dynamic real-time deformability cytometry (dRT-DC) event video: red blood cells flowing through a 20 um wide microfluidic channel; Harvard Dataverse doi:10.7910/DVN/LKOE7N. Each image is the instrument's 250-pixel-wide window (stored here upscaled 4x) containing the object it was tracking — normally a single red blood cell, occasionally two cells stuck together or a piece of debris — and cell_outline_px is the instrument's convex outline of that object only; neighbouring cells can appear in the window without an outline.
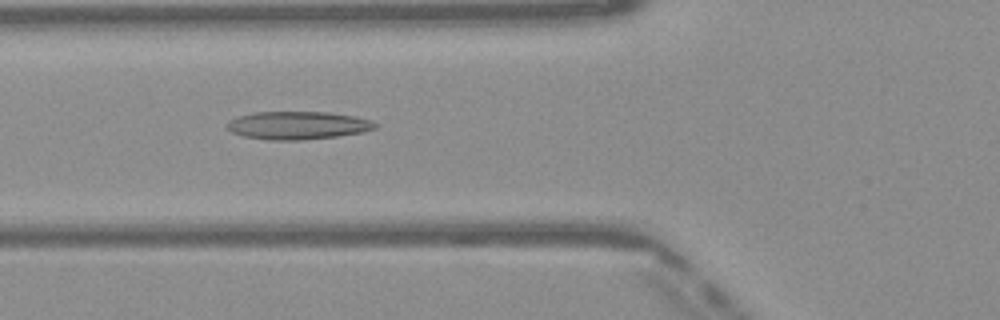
{"species": "Egyptian fruit bat (a non-hibernating species)", "species_latin": "Rousettus aegyptiacus", "temperature_condition": "warm", "stored_images_in_passage": 40, "camera_frame_rate_fps": 3000, "um_per_image_px": 0.085, "frame": {"image": 1, "passage_image": 12, "time_ms": 3.667, "image_size_px": [1000, 320], "cell_outline_px": [[376, 128], [364, 132], [336, 136], [304, 140], [268, 140], [240, 136], [224, 128], [224, 124], [228, 120], [236, 116], [252, 112], [328, 112], [356, 116], [372, 120], [376, 124]], "centroid_in_image_um": [25.23, 10.65], "position_along_channel_um": 100.6, "area_um2": 24.62}}
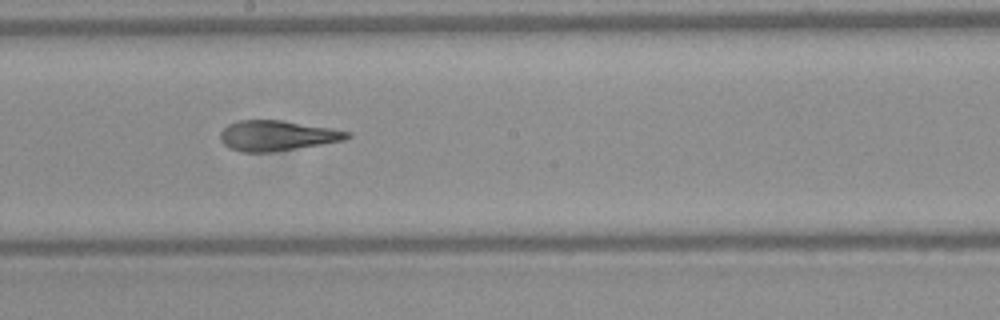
{"frame": {"image": 2, "passage_image": 21, "time_ms": 6.667, "image_size_px": [1000, 320], "cell_outline_px": [[352, 136], [344, 140], [272, 152], [240, 152], [228, 148], [220, 140], [220, 132], [228, 124], [236, 120], [280, 120], [332, 128], [352, 132]], "centroid_in_image_um": [23.52, 11.52], "position_along_channel_um": 224.7, "area_um2": 22.43}}
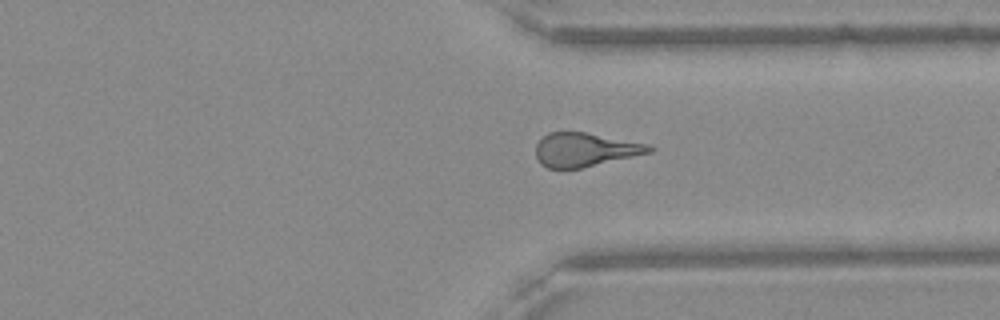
{"frame": {"image": 3, "passage_image": 31, "time_ms": 10.0, "image_size_px": [1000, 320], "cell_outline_px": [[656, 148], [652, 152], [580, 168], [548, 168], [540, 164], [536, 156], [536, 144], [548, 132], [584, 132], [652, 144]], "centroid_in_image_um": [49.76, 12.71], "position_along_channel_um": 361.6, "area_um2": 22.31}, "authors_computed_cell_mechanics": {"area_um2": 22.8599, "velocity_mm_per_s": 4.1124, "shape_relaxation_time_tau1_ms": 7.9626, "shape_relaxation_time_tau2_ms": 1.941, "deformation_change_tau1": 0.2786, "deformation_change_tau2": 0.1426}}